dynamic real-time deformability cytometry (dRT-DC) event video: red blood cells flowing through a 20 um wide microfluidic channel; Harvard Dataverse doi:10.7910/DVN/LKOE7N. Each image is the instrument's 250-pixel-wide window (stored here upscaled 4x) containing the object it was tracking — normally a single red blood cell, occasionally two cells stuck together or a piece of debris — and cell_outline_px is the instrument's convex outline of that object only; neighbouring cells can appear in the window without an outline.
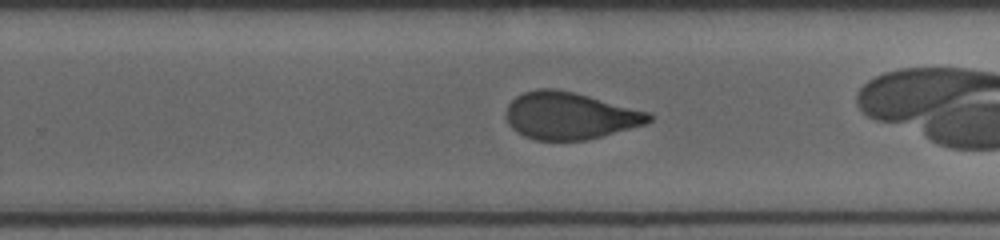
{"species": "human", "species_latin": "Homo sapiens", "temperature_condition": "cold", "stored_images_in_passage": 23, "camera_frame_rate_fps": 3000, "um_per_image_px": 0.085, "donor": {"sex": "male"}, "frame": {"image": 1, "passage_image": 14, "time_ms": 4.333, "image_size_px": [1000, 240], "cell_outline_px": [[652, 120], [644, 124], [588, 140], [536, 140], [524, 136], [516, 132], [508, 124], [508, 104], [516, 96], [524, 92], [536, 88], [556, 88], [652, 112]], "centroid_in_image_um": [48.44, 9.83], "position_along_channel_um": 281.4, "area_um2": 39.07}}
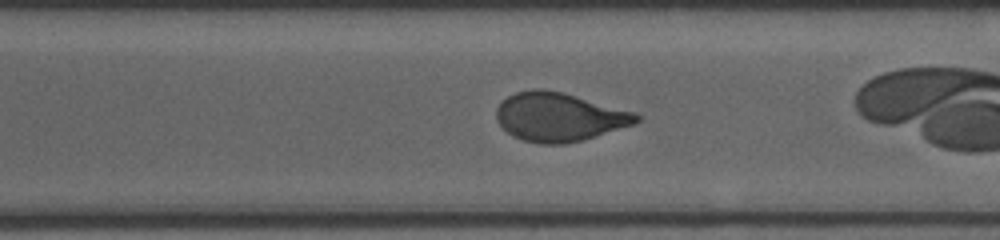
{"frame": {"image": 2, "passage_image": 17, "time_ms": 5.333, "image_size_px": [1000, 240], "cell_outline_px": [[640, 120], [632, 124], [584, 140], [564, 144], [540, 144], [520, 140], [512, 136], [500, 124], [496, 116], [496, 108], [508, 96], [516, 92], [532, 88], [544, 88], [564, 92], [636, 112], [640, 116]], "centroid_in_image_um": [47.52, 9.93], "position_along_channel_um": 323.1, "area_um2": 39.88}}